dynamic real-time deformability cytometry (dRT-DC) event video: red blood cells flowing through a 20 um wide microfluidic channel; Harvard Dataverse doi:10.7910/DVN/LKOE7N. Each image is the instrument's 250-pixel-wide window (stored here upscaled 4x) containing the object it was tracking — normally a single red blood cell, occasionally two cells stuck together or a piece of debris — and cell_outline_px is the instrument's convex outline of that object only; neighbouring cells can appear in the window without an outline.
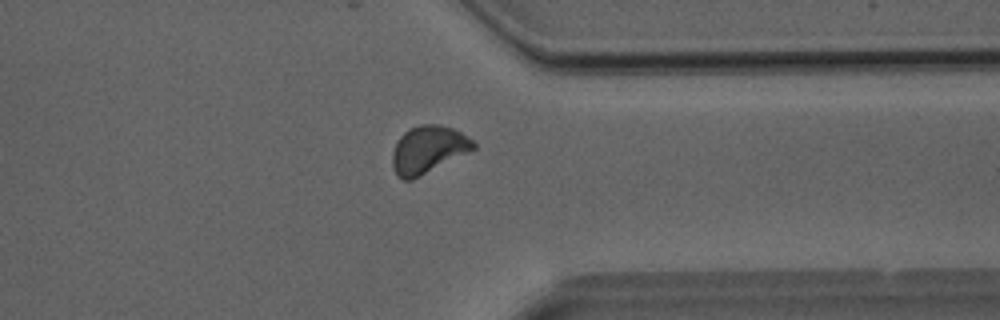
{"species": "Egyptian fruit bat (a non-hibernating species)", "species_latin": "Rousettus aegyptiacus", "temperature_condition": "room temperature", "stored_images_in_passage": 29, "camera_frame_rate_fps": 3000, "um_per_image_px": 0.085, "animal": {"sex": "male"}, "frame": {"image": 1, "passage_image": 24, "time_ms": 7.667, "image_size_px": [1000, 320], "cell_outline_px": [[476, 148], [412, 180], [404, 180], [396, 176], [392, 168], [392, 152], [400, 136], [408, 128], [420, 124], [440, 124], [452, 128], [460, 132], [472, 140], [476, 144]], "centroid_in_image_um": [36.35, 12.71], "position_along_channel_um": 375.0, "area_um2": 22.37}}
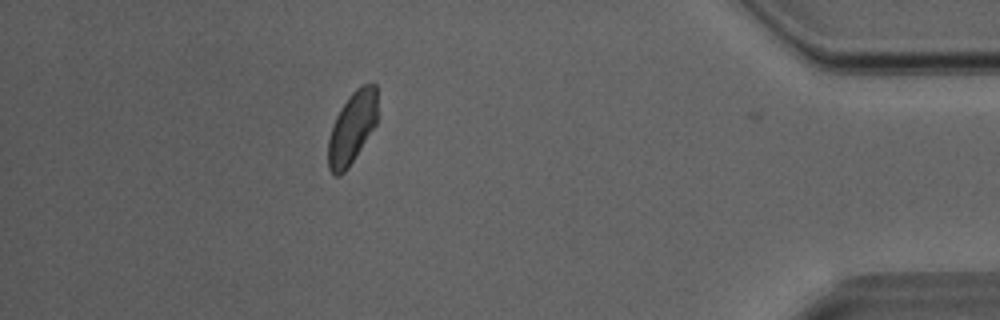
{"frame": {"image": 2, "passage_image": 28, "time_ms": 9.0, "image_size_px": [1000, 320], "cell_outline_px": [[376, 124], [348, 168], [340, 176], [336, 176], [328, 168], [328, 140], [332, 124], [340, 108], [348, 96], [360, 84], [376, 84]], "centroid_in_image_um": [29.9, 10.86], "position_along_channel_um": 405.3, "area_um2": 20.58}}